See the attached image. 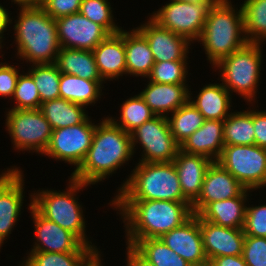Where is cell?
I'll return each mask as SVG.
<instances>
[{"label":"cell","instance_id":"6da1fadb","mask_svg":"<svg viewBox=\"0 0 266 266\" xmlns=\"http://www.w3.org/2000/svg\"><path fill=\"white\" fill-rule=\"evenodd\" d=\"M121 213L126 228V243L133 246L140 239L160 238L181 226L192 215L190 202L165 200H112Z\"/></svg>","mask_w":266,"mask_h":266},{"label":"cell","instance_id":"7a4b0ae2","mask_svg":"<svg viewBox=\"0 0 266 266\" xmlns=\"http://www.w3.org/2000/svg\"><path fill=\"white\" fill-rule=\"evenodd\" d=\"M132 155L131 134L106 117L96 124L87 155L70 177L89 185L98 183L128 162Z\"/></svg>","mask_w":266,"mask_h":266},{"label":"cell","instance_id":"3957f363","mask_svg":"<svg viewBox=\"0 0 266 266\" xmlns=\"http://www.w3.org/2000/svg\"><path fill=\"white\" fill-rule=\"evenodd\" d=\"M14 25L17 55L33 64H53L60 50L56 20L41 7L20 8Z\"/></svg>","mask_w":266,"mask_h":266},{"label":"cell","instance_id":"277c9868","mask_svg":"<svg viewBox=\"0 0 266 266\" xmlns=\"http://www.w3.org/2000/svg\"><path fill=\"white\" fill-rule=\"evenodd\" d=\"M229 1L220 0L209 8L201 36L197 40L202 42L212 66L248 43L242 8L240 6L239 10H235Z\"/></svg>","mask_w":266,"mask_h":266},{"label":"cell","instance_id":"5b68a950","mask_svg":"<svg viewBox=\"0 0 266 266\" xmlns=\"http://www.w3.org/2000/svg\"><path fill=\"white\" fill-rule=\"evenodd\" d=\"M113 200L189 202L182 193L173 161L139 162Z\"/></svg>","mask_w":266,"mask_h":266},{"label":"cell","instance_id":"8992f818","mask_svg":"<svg viewBox=\"0 0 266 266\" xmlns=\"http://www.w3.org/2000/svg\"><path fill=\"white\" fill-rule=\"evenodd\" d=\"M67 191L41 190L31 197L32 207L49 221L55 222L62 228L69 230L76 235L85 245L91 246L95 251L96 246L86 236V226L83 217V210L78 202L76 192L87 187L89 184L69 180ZM87 237V238H86Z\"/></svg>","mask_w":266,"mask_h":266},{"label":"cell","instance_id":"52a82bcc","mask_svg":"<svg viewBox=\"0 0 266 266\" xmlns=\"http://www.w3.org/2000/svg\"><path fill=\"white\" fill-rule=\"evenodd\" d=\"M262 44L248 42L242 48L220 60L214 67L220 69L223 86L238 93L248 102L255 100L262 63Z\"/></svg>","mask_w":266,"mask_h":266},{"label":"cell","instance_id":"ba28073f","mask_svg":"<svg viewBox=\"0 0 266 266\" xmlns=\"http://www.w3.org/2000/svg\"><path fill=\"white\" fill-rule=\"evenodd\" d=\"M217 162L246 189L266 186V149L257 145H224Z\"/></svg>","mask_w":266,"mask_h":266},{"label":"cell","instance_id":"9c48e42d","mask_svg":"<svg viewBox=\"0 0 266 266\" xmlns=\"http://www.w3.org/2000/svg\"><path fill=\"white\" fill-rule=\"evenodd\" d=\"M6 128L18 150L43 154L47 149L53 128L40 109H10Z\"/></svg>","mask_w":266,"mask_h":266},{"label":"cell","instance_id":"30bf717a","mask_svg":"<svg viewBox=\"0 0 266 266\" xmlns=\"http://www.w3.org/2000/svg\"><path fill=\"white\" fill-rule=\"evenodd\" d=\"M130 134L133 152L136 143L143 148L139 162H172L180 150V145L170 131L166 116H155Z\"/></svg>","mask_w":266,"mask_h":266},{"label":"cell","instance_id":"8fae6325","mask_svg":"<svg viewBox=\"0 0 266 266\" xmlns=\"http://www.w3.org/2000/svg\"><path fill=\"white\" fill-rule=\"evenodd\" d=\"M209 6L202 3H189L170 0L151 19L160 27L187 38L190 42L198 40L206 22Z\"/></svg>","mask_w":266,"mask_h":266},{"label":"cell","instance_id":"7c38bea8","mask_svg":"<svg viewBox=\"0 0 266 266\" xmlns=\"http://www.w3.org/2000/svg\"><path fill=\"white\" fill-rule=\"evenodd\" d=\"M95 128L96 124L87 117L80 124L54 129L43 154L73 164L77 170L92 144Z\"/></svg>","mask_w":266,"mask_h":266},{"label":"cell","instance_id":"4fadbf2b","mask_svg":"<svg viewBox=\"0 0 266 266\" xmlns=\"http://www.w3.org/2000/svg\"><path fill=\"white\" fill-rule=\"evenodd\" d=\"M56 27L60 48L92 51L110 35L79 12L56 19Z\"/></svg>","mask_w":266,"mask_h":266},{"label":"cell","instance_id":"5bb4252c","mask_svg":"<svg viewBox=\"0 0 266 266\" xmlns=\"http://www.w3.org/2000/svg\"><path fill=\"white\" fill-rule=\"evenodd\" d=\"M31 216L35 226L36 242L31 251L43 252H94L91 246L85 245L76 235L62 228L55 222L40 215L29 204Z\"/></svg>","mask_w":266,"mask_h":266},{"label":"cell","instance_id":"9a60e30c","mask_svg":"<svg viewBox=\"0 0 266 266\" xmlns=\"http://www.w3.org/2000/svg\"><path fill=\"white\" fill-rule=\"evenodd\" d=\"M22 173L13 167L0 174V248L21 215L24 200Z\"/></svg>","mask_w":266,"mask_h":266},{"label":"cell","instance_id":"2e32d148","mask_svg":"<svg viewBox=\"0 0 266 266\" xmlns=\"http://www.w3.org/2000/svg\"><path fill=\"white\" fill-rule=\"evenodd\" d=\"M246 188L217 161H213L206 171L198 199L191 205L198 215L209 203L240 196Z\"/></svg>","mask_w":266,"mask_h":266},{"label":"cell","instance_id":"e0dca14e","mask_svg":"<svg viewBox=\"0 0 266 266\" xmlns=\"http://www.w3.org/2000/svg\"><path fill=\"white\" fill-rule=\"evenodd\" d=\"M160 239L190 265L208 262L200 232V216L193 214L181 226L163 234Z\"/></svg>","mask_w":266,"mask_h":266},{"label":"cell","instance_id":"ac0fdd59","mask_svg":"<svg viewBox=\"0 0 266 266\" xmlns=\"http://www.w3.org/2000/svg\"><path fill=\"white\" fill-rule=\"evenodd\" d=\"M138 27L136 29L149 43L155 62L187 60L191 45L187 38L160 27L151 18Z\"/></svg>","mask_w":266,"mask_h":266},{"label":"cell","instance_id":"d6986e66","mask_svg":"<svg viewBox=\"0 0 266 266\" xmlns=\"http://www.w3.org/2000/svg\"><path fill=\"white\" fill-rule=\"evenodd\" d=\"M200 232L209 262L215 257L242 255L245 238L243 228L223 227L200 217Z\"/></svg>","mask_w":266,"mask_h":266},{"label":"cell","instance_id":"ffe728a7","mask_svg":"<svg viewBox=\"0 0 266 266\" xmlns=\"http://www.w3.org/2000/svg\"><path fill=\"white\" fill-rule=\"evenodd\" d=\"M212 162L206 156L187 154L181 150L173 160L182 193L191 204L200 196L206 171Z\"/></svg>","mask_w":266,"mask_h":266},{"label":"cell","instance_id":"44dd1931","mask_svg":"<svg viewBox=\"0 0 266 266\" xmlns=\"http://www.w3.org/2000/svg\"><path fill=\"white\" fill-rule=\"evenodd\" d=\"M187 84L154 83L149 81L139 94L156 116L173 113L189 101ZM166 113V114H165Z\"/></svg>","mask_w":266,"mask_h":266},{"label":"cell","instance_id":"7402d4cb","mask_svg":"<svg viewBox=\"0 0 266 266\" xmlns=\"http://www.w3.org/2000/svg\"><path fill=\"white\" fill-rule=\"evenodd\" d=\"M223 128L224 120H205L199 129L180 144V150L217 161L224 147Z\"/></svg>","mask_w":266,"mask_h":266},{"label":"cell","instance_id":"603a6c76","mask_svg":"<svg viewBox=\"0 0 266 266\" xmlns=\"http://www.w3.org/2000/svg\"><path fill=\"white\" fill-rule=\"evenodd\" d=\"M98 71L105 80L127 74L124 46V30L108 35L92 50Z\"/></svg>","mask_w":266,"mask_h":266},{"label":"cell","instance_id":"cb8c5ba5","mask_svg":"<svg viewBox=\"0 0 266 266\" xmlns=\"http://www.w3.org/2000/svg\"><path fill=\"white\" fill-rule=\"evenodd\" d=\"M250 190L246 189L240 196L209 203L198 215L214 224L243 228L246 216V200Z\"/></svg>","mask_w":266,"mask_h":266},{"label":"cell","instance_id":"d4e9b609","mask_svg":"<svg viewBox=\"0 0 266 266\" xmlns=\"http://www.w3.org/2000/svg\"><path fill=\"white\" fill-rule=\"evenodd\" d=\"M124 46L127 73L147 78L155 61L146 38L136 28L124 30Z\"/></svg>","mask_w":266,"mask_h":266},{"label":"cell","instance_id":"484cf974","mask_svg":"<svg viewBox=\"0 0 266 266\" xmlns=\"http://www.w3.org/2000/svg\"><path fill=\"white\" fill-rule=\"evenodd\" d=\"M231 93L223 84L214 83L203 86L196 100L189 94V101L198 109L205 120H224L231 113ZM192 97V98H191Z\"/></svg>","mask_w":266,"mask_h":266},{"label":"cell","instance_id":"4316f807","mask_svg":"<svg viewBox=\"0 0 266 266\" xmlns=\"http://www.w3.org/2000/svg\"><path fill=\"white\" fill-rule=\"evenodd\" d=\"M64 74H71L87 80H103L92 51L60 48L54 63Z\"/></svg>","mask_w":266,"mask_h":266},{"label":"cell","instance_id":"83f0119b","mask_svg":"<svg viewBox=\"0 0 266 266\" xmlns=\"http://www.w3.org/2000/svg\"><path fill=\"white\" fill-rule=\"evenodd\" d=\"M104 80H87L81 77L61 73L59 82L60 98L88 106L95 104L102 95V83ZM102 88V89H101Z\"/></svg>","mask_w":266,"mask_h":266},{"label":"cell","instance_id":"f1b7e54d","mask_svg":"<svg viewBox=\"0 0 266 266\" xmlns=\"http://www.w3.org/2000/svg\"><path fill=\"white\" fill-rule=\"evenodd\" d=\"M84 107L58 98L41 103L39 109L54 130L82 123L88 117Z\"/></svg>","mask_w":266,"mask_h":266},{"label":"cell","instance_id":"f546056e","mask_svg":"<svg viewBox=\"0 0 266 266\" xmlns=\"http://www.w3.org/2000/svg\"><path fill=\"white\" fill-rule=\"evenodd\" d=\"M224 145H254L253 110L231 112L224 119Z\"/></svg>","mask_w":266,"mask_h":266},{"label":"cell","instance_id":"4dcf8cb0","mask_svg":"<svg viewBox=\"0 0 266 266\" xmlns=\"http://www.w3.org/2000/svg\"><path fill=\"white\" fill-rule=\"evenodd\" d=\"M167 121L175 141L180 145L202 126L205 119L198 109L188 101L174 111L171 117L167 116Z\"/></svg>","mask_w":266,"mask_h":266},{"label":"cell","instance_id":"1f68e13d","mask_svg":"<svg viewBox=\"0 0 266 266\" xmlns=\"http://www.w3.org/2000/svg\"><path fill=\"white\" fill-rule=\"evenodd\" d=\"M132 247L155 266H192L160 238L140 239Z\"/></svg>","mask_w":266,"mask_h":266},{"label":"cell","instance_id":"d6a6232c","mask_svg":"<svg viewBox=\"0 0 266 266\" xmlns=\"http://www.w3.org/2000/svg\"><path fill=\"white\" fill-rule=\"evenodd\" d=\"M241 8L248 42L262 44L266 40V0H245Z\"/></svg>","mask_w":266,"mask_h":266},{"label":"cell","instance_id":"836d02e7","mask_svg":"<svg viewBox=\"0 0 266 266\" xmlns=\"http://www.w3.org/2000/svg\"><path fill=\"white\" fill-rule=\"evenodd\" d=\"M120 111V120L112 117L110 119L127 133H131L144 122L150 121L156 116L140 94L125 100Z\"/></svg>","mask_w":266,"mask_h":266},{"label":"cell","instance_id":"e575fe53","mask_svg":"<svg viewBox=\"0 0 266 266\" xmlns=\"http://www.w3.org/2000/svg\"><path fill=\"white\" fill-rule=\"evenodd\" d=\"M28 73L33 77L38 88L41 103L60 98L59 82L61 72L53 64H32ZM35 66V67H34Z\"/></svg>","mask_w":266,"mask_h":266},{"label":"cell","instance_id":"d590c367","mask_svg":"<svg viewBox=\"0 0 266 266\" xmlns=\"http://www.w3.org/2000/svg\"><path fill=\"white\" fill-rule=\"evenodd\" d=\"M92 253L30 251L21 266H81Z\"/></svg>","mask_w":266,"mask_h":266},{"label":"cell","instance_id":"8d00e7d4","mask_svg":"<svg viewBox=\"0 0 266 266\" xmlns=\"http://www.w3.org/2000/svg\"><path fill=\"white\" fill-rule=\"evenodd\" d=\"M79 13L101 25L109 34H115L122 30L113 20L111 5L108 0H83Z\"/></svg>","mask_w":266,"mask_h":266},{"label":"cell","instance_id":"74e56055","mask_svg":"<svg viewBox=\"0 0 266 266\" xmlns=\"http://www.w3.org/2000/svg\"><path fill=\"white\" fill-rule=\"evenodd\" d=\"M187 60L155 62L147 77L154 83L186 84Z\"/></svg>","mask_w":266,"mask_h":266},{"label":"cell","instance_id":"f35d334b","mask_svg":"<svg viewBox=\"0 0 266 266\" xmlns=\"http://www.w3.org/2000/svg\"><path fill=\"white\" fill-rule=\"evenodd\" d=\"M16 101V105L11 109H39L41 105L40 94L33 77L27 72L19 74L16 88L11 99Z\"/></svg>","mask_w":266,"mask_h":266},{"label":"cell","instance_id":"ab89813d","mask_svg":"<svg viewBox=\"0 0 266 266\" xmlns=\"http://www.w3.org/2000/svg\"><path fill=\"white\" fill-rule=\"evenodd\" d=\"M242 257L247 266H266V237L245 235Z\"/></svg>","mask_w":266,"mask_h":266},{"label":"cell","instance_id":"60d3db41","mask_svg":"<svg viewBox=\"0 0 266 266\" xmlns=\"http://www.w3.org/2000/svg\"><path fill=\"white\" fill-rule=\"evenodd\" d=\"M243 231L247 236L266 237V204L246 207Z\"/></svg>","mask_w":266,"mask_h":266},{"label":"cell","instance_id":"b9f144b4","mask_svg":"<svg viewBox=\"0 0 266 266\" xmlns=\"http://www.w3.org/2000/svg\"><path fill=\"white\" fill-rule=\"evenodd\" d=\"M83 0H45L42 9L53 19L68 16L80 11Z\"/></svg>","mask_w":266,"mask_h":266},{"label":"cell","instance_id":"7bdbcfd3","mask_svg":"<svg viewBox=\"0 0 266 266\" xmlns=\"http://www.w3.org/2000/svg\"><path fill=\"white\" fill-rule=\"evenodd\" d=\"M19 70L8 63H0V96L12 97L16 88Z\"/></svg>","mask_w":266,"mask_h":266},{"label":"cell","instance_id":"ee69618b","mask_svg":"<svg viewBox=\"0 0 266 266\" xmlns=\"http://www.w3.org/2000/svg\"><path fill=\"white\" fill-rule=\"evenodd\" d=\"M255 145L266 149V110H253Z\"/></svg>","mask_w":266,"mask_h":266},{"label":"cell","instance_id":"f6af8a7d","mask_svg":"<svg viewBox=\"0 0 266 266\" xmlns=\"http://www.w3.org/2000/svg\"><path fill=\"white\" fill-rule=\"evenodd\" d=\"M210 263L213 266H247L242 255L215 257L210 261Z\"/></svg>","mask_w":266,"mask_h":266},{"label":"cell","instance_id":"bcb514c9","mask_svg":"<svg viewBox=\"0 0 266 266\" xmlns=\"http://www.w3.org/2000/svg\"><path fill=\"white\" fill-rule=\"evenodd\" d=\"M127 266H155L142 257L132 246L127 245Z\"/></svg>","mask_w":266,"mask_h":266},{"label":"cell","instance_id":"7dc6e473","mask_svg":"<svg viewBox=\"0 0 266 266\" xmlns=\"http://www.w3.org/2000/svg\"><path fill=\"white\" fill-rule=\"evenodd\" d=\"M12 20L9 17V12L6 8L0 5V37H3L4 31L7 29V26L11 24Z\"/></svg>","mask_w":266,"mask_h":266},{"label":"cell","instance_id":"c3c4849f","mask_svg":"<svg viewBox=\"0 0 266 266\" xmlns=\"http://www.w3.org/2000/svg\"><path fill=\"white\" fill-rule=\"evenodd\" d=\"M14 4H18L20 8L42 7L45 0H12Z\"/></svg>","mask_w":266,"mask_h":266},{"label":"cell","instance_id":"681fc988","mask_svg":"<svg viewBox=\"0 0 266 266\" xmlns=\"http://www.w3.org/2000/svg\"><path fill=\"white\" fill-rule=\"evenodd\" d=\"M100 257L99 251L96 250L82 263L81 266H103Z\"/></svg>","mask_w":266,"mask_h":266},{"label":"cell","instance_id":"f907efd6","mask_svg":"<svg viewBox=\"0 0 266 266\" xmlns=\"http://www.w3.org/2000/svg\"><path fill=\"white\" fill-rule=\"evenodd\" d=\"M189 3H202L207 4L209 7L216 5L220 0H175Z\"/></svg>","mask_w":266,"mask_h":266},{"label":"cell","instance_id":"816d5d0a","mask_svg":"<svg viewBox=\"0 0 266 266\" xmlns=\"http://www.w3.org/2000/svg\"><path fill=\"white\" fill-rule=\"evenodd\" d=\"M195 266H213L209 261L207 263L201 264V265H195Z\"/></svg>","mask_w":266,"mask_h":266},{"label":"cell","instance_id":"f5cc1de1","mask_svg":"<svg viewBox=\"0 0 266 266\" xmlns=\"http://www.w3.org/2000/svg\"><path fill=\"white\" fill-rule=\"evenodd\" d=\"M2 38H4V37H0V49H2V41L4 40V39H2Z\"/></svg>","mask_w":266,"mask_h":266}]
</instances>
